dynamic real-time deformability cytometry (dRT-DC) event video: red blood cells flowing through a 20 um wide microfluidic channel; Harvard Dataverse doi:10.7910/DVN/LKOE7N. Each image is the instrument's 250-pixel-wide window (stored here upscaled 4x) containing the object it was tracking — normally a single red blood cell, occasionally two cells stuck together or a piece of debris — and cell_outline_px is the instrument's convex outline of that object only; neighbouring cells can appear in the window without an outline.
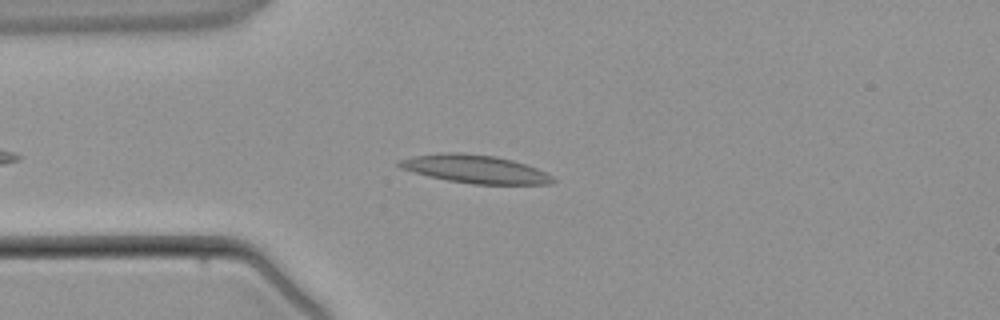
{"species": "common noctule bat (a hibernating species)", "species_latin": "Nyctalus noctula", "temperature_condition": "warm", "stored_images_in_passage": 3, "camera_frame_rate_fps": 3000, "um_per_image_px": 0.085, "animal": {"sex": "male", "body_mass_g": 21.5, "forearm_length_mm": 52.0}, "frame": {"image": 1, "passage_image": 3, "time_ms": 3.333, "image_size_px": [1000, 320], "cell_outline_px": [[556, 180], [552, 184], [472, 184], [448, 180], [428, 176], [412, 172], [400, 168], [396, 164], [400, 160], [412, 156], [440, 152], [460, 152], [496, 156], [512, 160], [536, 168], [552, 176]], "centroid_in_image_um": [40.34, 14.36], "position_along_channel_um": 44.7, "area_um2": 25.26}}